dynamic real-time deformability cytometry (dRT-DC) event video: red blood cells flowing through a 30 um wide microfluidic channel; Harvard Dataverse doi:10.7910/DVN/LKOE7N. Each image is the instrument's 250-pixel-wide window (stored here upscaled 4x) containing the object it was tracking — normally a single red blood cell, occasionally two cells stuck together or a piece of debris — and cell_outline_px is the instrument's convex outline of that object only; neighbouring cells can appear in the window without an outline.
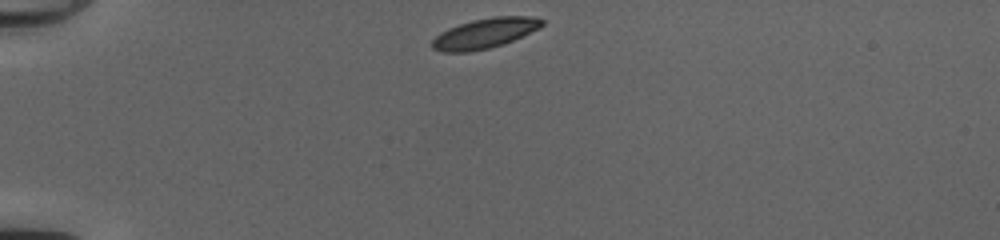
{"species": "common noctule bat (a hibernating species)", "species_latin": "Nyctalus noctula", "temperature_condition": "cold", "stored_images_in_passage": 39, "camera_frame_rate_fps": 3000, "um_per_image_px": 0.085, "animal": {"sex": "female", "body_mass_g": 20.0, "forearm_length_mm": 54.0}, "frame": {"image": 1, "passage_image": 1, "time_ms": 0.0, "image_size_px": [1000, 240], "cell_outline_px": [[544, 24], [540, 28], [504, 44], [488, 48], [468, 52], [440, 52], [432, 48], [432, 40], [440, 32], [448, 28], [472, 20], [492, 16], [528, 16], [544, 20]], "centroid_in_image_um": [41.2, 2.83], "position_along_channel_um": 43.8, "area_um2": 19.25}}
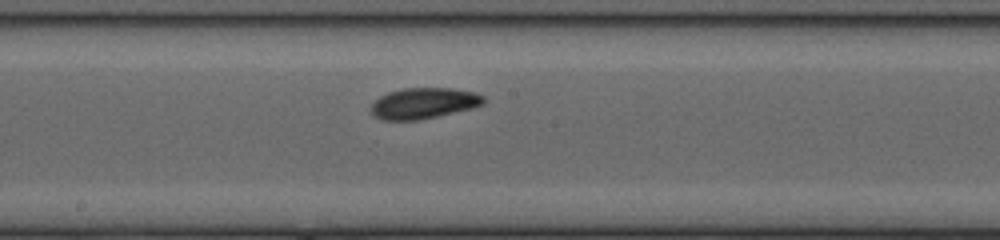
{"frame": {"image": 2, "passage_image": 17, "time_ms": 5.333, "image_size_px": [1000, 240], "cell_outline_px": [[488, 100], [484, 104], [472, 108], [420, 120], [380, 120], [372, 112], [372, 104], [380, 96], [388, 92], [404, 88], [452, 88], [476, 92], [484, 96]], "centroid_in_image_um": [36.07, 8.77], "position_along_channel_um": 212.1, "area_um2": 20.35}}
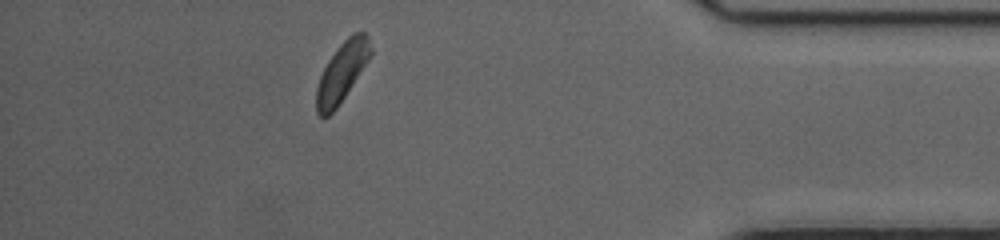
{"frame": {"image": 3, "passage_image": 34, "time_ms": 11.0, "image_size_px": [1000, 240], "cell_outline_px": [[372, 52], [368, 60], [336, 108], [328, 116], [320, 116], [316, 112], [316, 88], [320, 76], [328, 60], [340, 44], [352, 32], [364, 32], [368, 36], [372, 48]], "centroid_in_image_um": [29.05, 6.1], "position_along_channel_um": 406.1, "area_um2": 18.44}, "authors_computed_cell_mechanics": {"area_um2": 19.652, "velocity_mm_per_s": 4.0063, "shape_relaxation_time_tau1_ms": 1.4284, "shape_relaxation_time_tau2_ms": 2.1544, "deformation_change_tau1": 0.0917, "deformation_change_tau2": 0.0701}}